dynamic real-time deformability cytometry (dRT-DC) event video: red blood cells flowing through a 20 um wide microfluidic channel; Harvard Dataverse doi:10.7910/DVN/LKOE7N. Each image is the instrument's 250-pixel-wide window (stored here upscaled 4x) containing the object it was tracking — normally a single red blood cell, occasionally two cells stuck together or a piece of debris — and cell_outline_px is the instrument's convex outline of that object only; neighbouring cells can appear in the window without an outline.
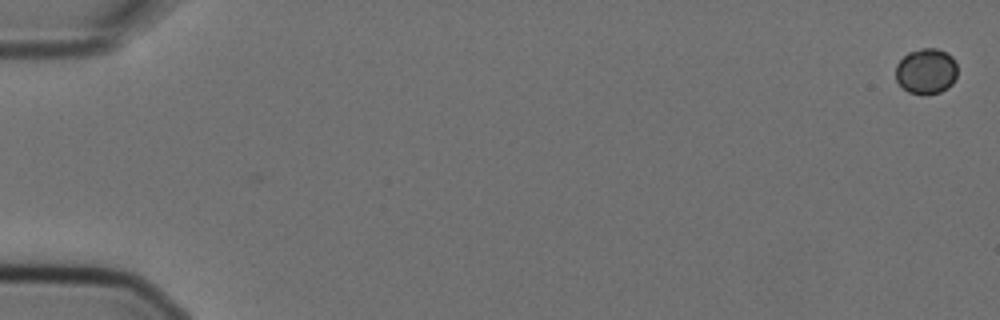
{"species": "Egyptian fruit bat (a non-hibernating species)", "species_latin": "Rousettus aegyptiacus", "temperature_condition": "cold", "stored_images_in_passage": 15, "camera_frame_rate_fps": 3000, "um_per_image_px": 0.085, "animal": {"sex": "female"}, "frame": {"image": 1, "passage_image": 1, "time_ms": 0.0, "image_size_px": [1000, 320], "cell_outline_px": [[956, 76], [952, 84], [948, 88], [940, 92], [924, 96], [908, 92], [896, 80], [896, 64], [908, 52], [920, 48], [936, 48], [952, 56], [956, 64]], "centroid_in_image_um": [78.72, 6.07], "position_along_channel_um": 6.3, "area_um2": 16.53}}
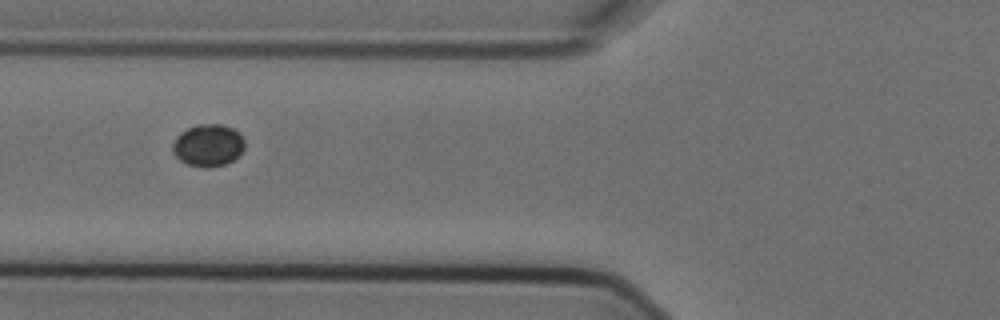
{"frame": {"image": 2, "passage_image": 6, "time_ms": 1.667, "image_size_px": [1000, 320], "cell_outline_px": [[244, 148], [232, 160], [224, 164], [208, 168], [204, 168], [188, 164], [180, 160], [172, 152], [172, 144], [176, 136], [180, 132], [196, 124], [224, 124], [240, 132], [244, 140]], "centroid_in_image_um": [17.67, 12.33], "position_along_channel_um": 108.1, "area_um2": 17.8}}
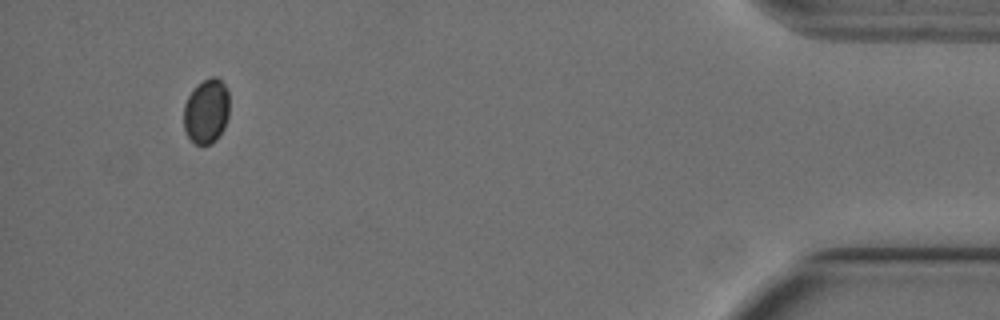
{"frame": {"image": 3, "passage_image": 14, "time_ms": 4.333, "image_size_px": [1000, 320], "cell_outline_px": [[228, 116], [224, 128], [220, 136], [212, 144], [196, 144], [188, 136], [184, 128], [184, 104], [188, 96], [204, 80], [212, 76], [216, 76], [224, 84], [228, 92]], "centroid_in_image_um": [17.56, 9.48], "position_along_channel_um": 417.6, "area_um2": 17.05}}